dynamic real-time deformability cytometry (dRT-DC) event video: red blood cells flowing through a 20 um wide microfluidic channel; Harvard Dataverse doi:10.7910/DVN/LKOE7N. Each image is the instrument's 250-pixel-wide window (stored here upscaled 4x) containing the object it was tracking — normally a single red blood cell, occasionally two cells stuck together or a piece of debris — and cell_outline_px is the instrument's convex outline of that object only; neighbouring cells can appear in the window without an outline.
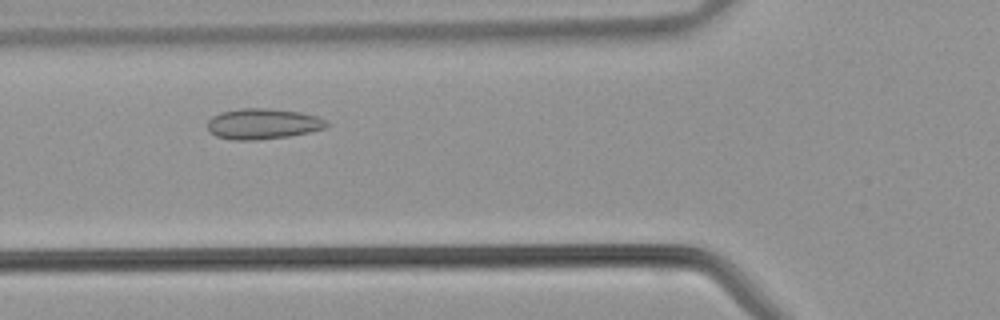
{"species": "common noctule bat (a hibernating species)", "species_latin": "Nyctalus noctula", "temperature_condition": "warm", "stored_images_in_passage": 34, "camera_frame_rate_fps": 3000, "um_per_image_px": 0.085, "animal": {"sex": "male", "body_mass_g": 21.5, "forearm_length_mm": 52.0}, "frame": {"image": 1, "passage_image": 8, "time_ms": 2.333, "image_size_px": [1000, 320], "cell_outline_px": [[332, 124], [328, 128], [288, 136], [256, 140], [232, 140], [216, 136], [208, 132], [208, 120], [212, 116], [220, 112], [240, 108], [268, 108], [300, 112], [316, 116], [328, 120]], "centroid_in_image_um": [22.36, 10.52], "position_along_channel_um": 103.4, "area_um2": 21.56}}
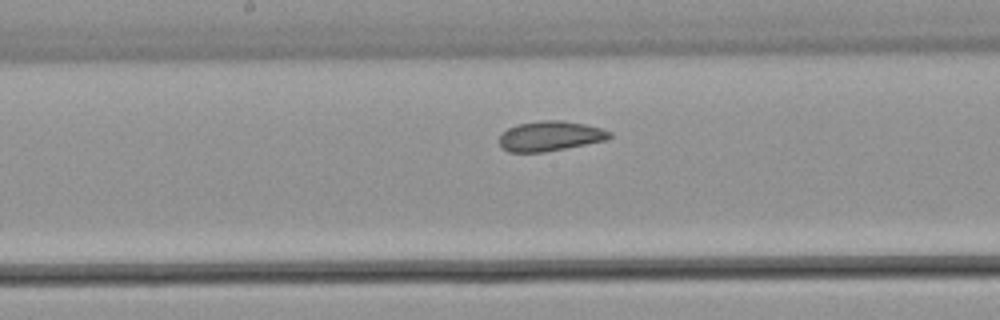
{"frame": {"image": 2, "passage_image": 14, "time_ms": 4.333, "image_size_px": [1000, 320], "cell_outline_px": [[612, 136], [608, 140], [544, 152], [508, 152], [500, 144], [500, 136], [508, 128], [516, 124], [540, 120], [564, 120], [584, 124], [600, 128], [612, 132]], "centroid_in_image_um": [46.79, 11.56], "position_along_channel_um": 201.4, "area_um2": 19.25}}
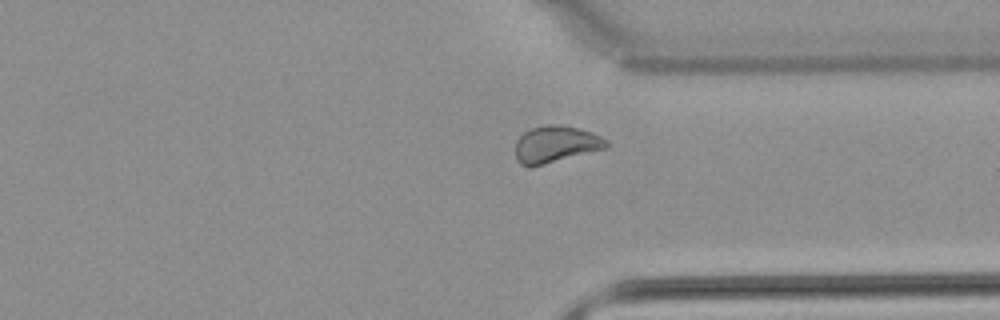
{"frame": {"image": 3, "passage_image": 24, "time_ms": 7.667, "image_size_px": [1000, 320], "cell_outline_px": [[608, 148], [544, 164], [520, 164], [516, 160], [516, 140], [524, 132], [532, 128], [544, 124], [564, 124], [580, 128], [592, 132], [608, 140]], "centroid_in_image_um": [47.28, 12.22], "position_along_channel_um": 364.1, "area_um2": 19.48}}